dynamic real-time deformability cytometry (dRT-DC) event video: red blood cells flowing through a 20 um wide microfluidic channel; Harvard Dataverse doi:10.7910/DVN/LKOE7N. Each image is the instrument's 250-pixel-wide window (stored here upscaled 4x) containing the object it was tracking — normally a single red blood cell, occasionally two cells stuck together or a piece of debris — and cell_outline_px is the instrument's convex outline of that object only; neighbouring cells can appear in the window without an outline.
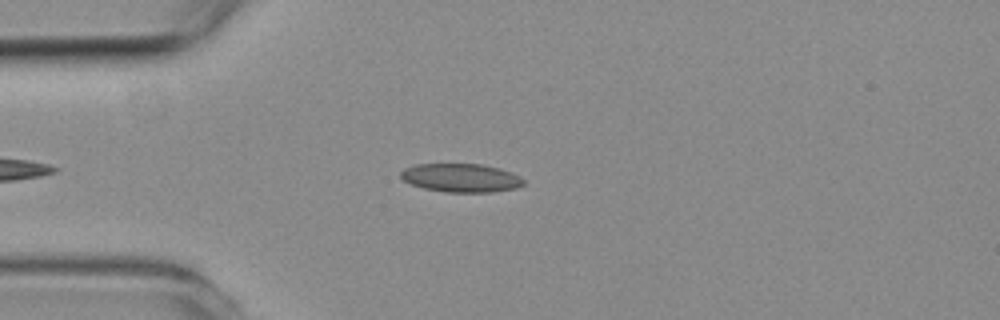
{"species": "common noctule bat (a hibernating species)", "species_latin": "Nyctalus noctula", "temperature_condition": "room temperature", "stored_images_in_passage": 3, "camera_frame_rate_fps": 3000, "um_per_image_px": 0.085, "animal": {"sex": "female", "body_mass_g": 19.3, "forearm_length_mm": 54.1}, "frame": {"image": 1, "passage_image": 3, "time_ms": 2.333, "image_size_px": [1000, 320], "cell_outline_px": [[524, 184], [516, 188], [492, 192], [448, 192], [424, 188], [412, 184], [404, 180], [400, 176], [400, 172], [404, 168], [416, 164], [484, 164], [500, 168], [520, 176], [524, 180]], "centroid_in_image_um": [39.2, 15.11], "position_along_channel_um": 45.8, "area_um2": 20.4}}